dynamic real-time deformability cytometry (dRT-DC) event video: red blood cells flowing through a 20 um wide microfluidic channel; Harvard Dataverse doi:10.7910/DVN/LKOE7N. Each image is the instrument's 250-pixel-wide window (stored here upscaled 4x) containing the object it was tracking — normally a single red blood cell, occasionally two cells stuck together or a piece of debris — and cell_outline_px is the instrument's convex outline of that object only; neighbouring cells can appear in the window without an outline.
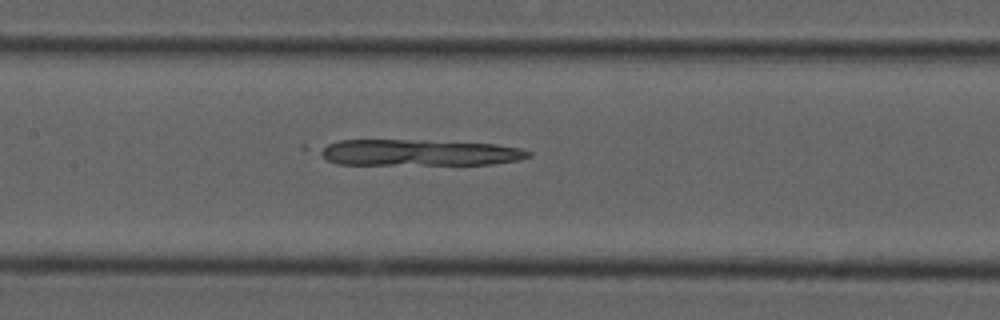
{"species": "common noctule bat (a hibernating species)", "species_latin": "Nyctalus noctula", "temperature_condition": "cold", "stored_images_in_passage": 38, "camera_frame_rate_fps": 3000, "um_per_image_px": 0.085, "animal": {"sex": "male", "forearm_length_mm": 52.5}, "frame": {"image": 1, "passage_image": 10, "time_ms": 3.0, "image_size_px": [1000, 320], "cell_outline_px": [[532, 156], [520, 160], [492, 164], [336, 164], [300, 148], [300, 144], [340, 140], [424, 140], [496, 144], [520, 148], [532, 152]], "centroid_in_image_um": [35.18, 12.94], "position_along_channel_um": 172.2, "area_um2": 33.7}}
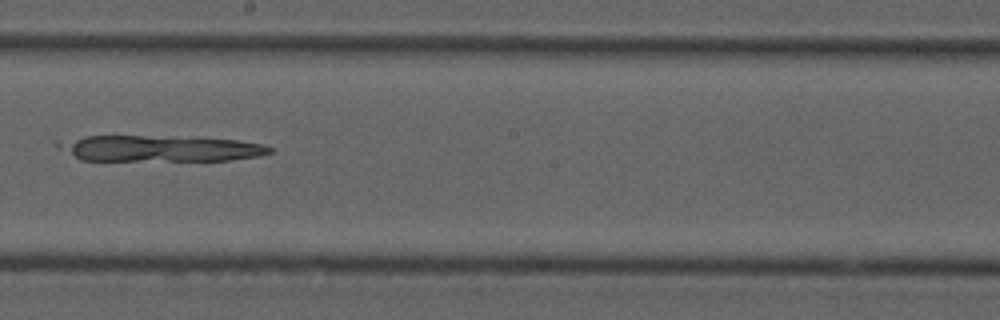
{"frame": {"image": 2, "passage_image": 15, "time_ms": 4.667, "image_size_px": [1000, 320], "cell_outline_px": [[276, 148], [272, 152], [260, 156], [228, 160], [80, 160], [56, 144], [52, 140], [84, 136], [200, 136], [236, 140], [264, 144]], "centroid_in_image_um": [13.65, 12.59], "position_along_channel_um": 234.6, "area_um2": 32.6}}
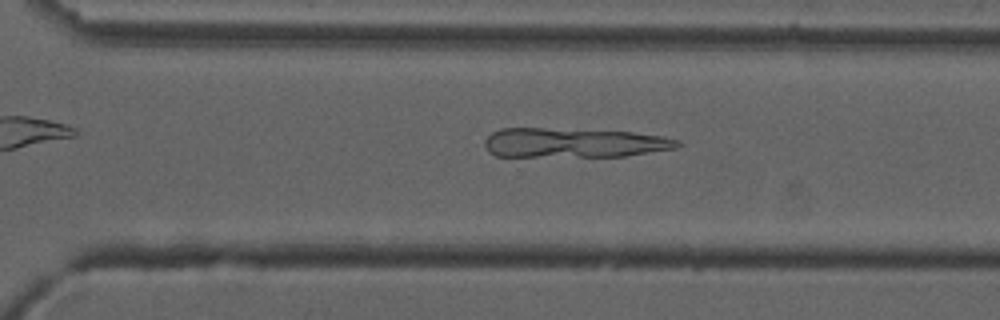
{"frame": {"image": 3, "passage_image": 22, "time_ms": 7.0, "image_size_px": [1000, 320], "cell_outline_px": [[680, 144], [676, 148], [624, 156], [496, 156], [488, 152], [484, 144], [484, 140], [492, 132], [500, 128], [544, 128], [632, 132], [660, 136], [680, 140]], "centroid_in_image_um": [48.72, 12.13], "position_along_channel_um": 321.9, "area_um2": 33.0}}